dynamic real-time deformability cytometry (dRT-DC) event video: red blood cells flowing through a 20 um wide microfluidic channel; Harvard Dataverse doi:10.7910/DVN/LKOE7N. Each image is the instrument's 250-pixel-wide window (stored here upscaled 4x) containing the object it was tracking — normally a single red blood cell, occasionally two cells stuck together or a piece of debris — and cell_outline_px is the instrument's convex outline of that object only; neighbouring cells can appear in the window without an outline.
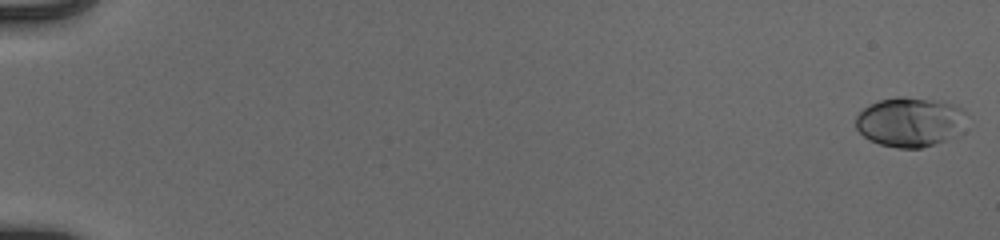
{"species": "human", "species_latin": "Homo sapiens", "temperature_condition": "cold", "stored_images_in_passage": 55, "camera_frame_rate_fps": 3000, "um_per_image_px": 0.085, "donor": {"sex": "male"}, "frame": {"image": 1, "passage_image": 1, "time_ms": 0.0, "image_size_px": [1000, 240], "cell_outline_px": [[968, 112], [964, 132], [956, 136], [920, 148], [896, 148], [880, 144], [868, 140], [856, 128], [856, 116], [864, 108], [880, 100], [896, 96], [904, 96], [952, 104], [964, 108]], "centroid_in_image_um": [77.4, 10.37], "position_along_channel_um": 7.6, "area_um2": 32.25}}
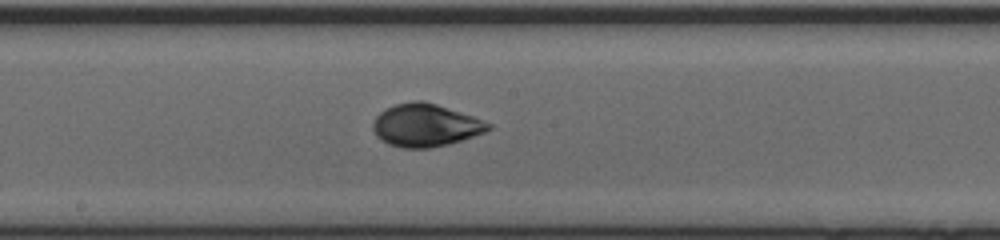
{"frame": {"image": 2, "passage_image": 32, "time_ms": 10.333, "image_size_px": [1000, 240], "cell_outline_px": [[492, 128], [484, 132], [448, 144], [428, 148], [400, 148], [388, 144], [380, 140], [376, 136], [372, 128], [372, 124], [376, 116], [384, 108], [396, 104], [412, 100], [420, 100], [436, 104], [472, 116], [492, 124]], "centroid_in_image_um": [36.11, 10.65], "position_along_channel_um": 212.1, "area_um2": 28.67}}
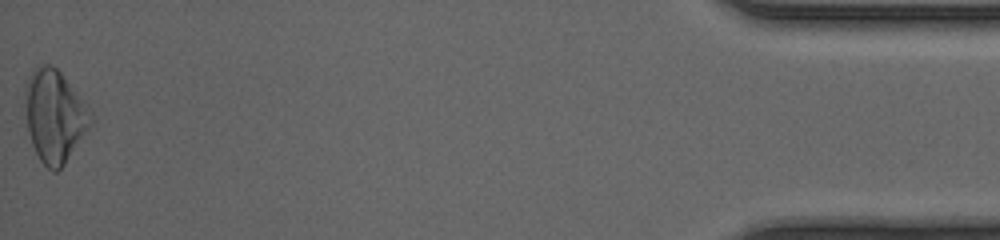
{"frame": {"image": 3, "passage_image": 55, "time_ms": 18.0, "image_size_px": [1000, 240], "cell_outline_px": [[92, 124], [64, 164], [56, 172], [52, 172], [40, 160], [32, 144], [28, 128], [24, 104], [24, 84], [32, 68], [36, 64], [48, 64], [56, 68], [60, 72], [88, 104], [92, 112]], "centroid_in_image_um": [4.62, 9.81], "position_along_channel_um": 430.6, "area_um2": 35.66}, "authors_computed_cell_mechanics": {"area_um2": 28.4954, "velocity_mm_per_s": 3.9416, "shape_relaxation_time_tau1_ms": 4.7164, "shape_relaxation_time_tau2_ms": 0.991, "deformation_change_tau1": 0.1662, "deformation_change_tau2": 0.051}}